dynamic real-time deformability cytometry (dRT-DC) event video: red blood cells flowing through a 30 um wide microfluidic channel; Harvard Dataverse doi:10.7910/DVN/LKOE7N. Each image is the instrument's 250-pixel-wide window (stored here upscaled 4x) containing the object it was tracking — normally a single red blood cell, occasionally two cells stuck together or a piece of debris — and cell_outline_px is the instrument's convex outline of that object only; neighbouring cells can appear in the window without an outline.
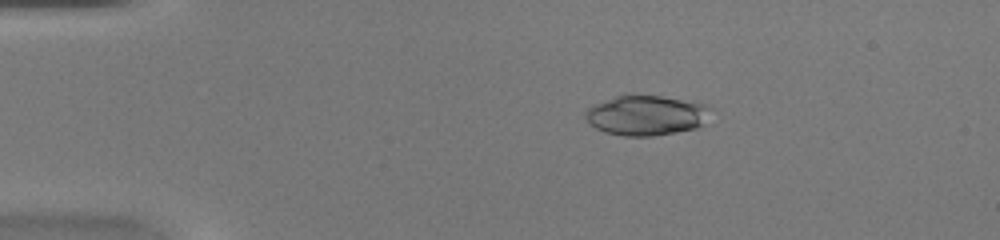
{"species": "common noctule bat (a hibernating species)", "species_latin": "Nyctalus noctula", "temperature_condition": "warm", "stored_images_in_passage": 49, "camera_frame_rate_fps": 3000, "um_per_image_px": 0.085, "animal": {"sex": "female", "body_mass_g": 20.0, "forearm_length_mm": 54.0}, "frame": {"image": 1, "passage_image": 10, "time_ms": 3.0, "image_size_px": [1000, 240], "cell_outline_px": [[712, 108], [704, 124], [696, 128], [676, 132], [652, 136], [624, 136], [604, 132], [588, 124], [584, 116], [584, 112], [588, 108], [596, 104], [616, 96], [632, 92], [660, 96], [704, 104]], "centroid_in_image_um": [54.9, 9.79], "position_along_channel_um": 30.1, "area_um2": 29.59}}
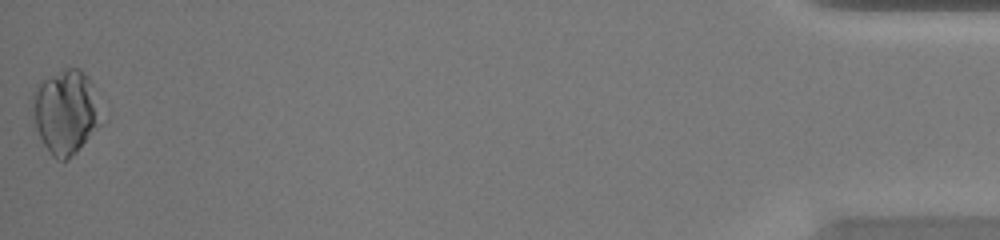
{"frame": {"image": 2, "passage_image": 49, "time_ms": 16.0, "image_size_px": [1000, 240], "cell_outline_px": [[100, 124], [76, 152], [68, 160], [56, 160], [52, 156], [44, 144], [36, 128], [32, 108], [32, 92], [44, 80], [64, 68], [80, 68], [88, 76], [92, 84]], "centroid_in_image_um": [5.54, 9.51], "position_along_channel_um": 429.7, "area_um2": 32.83}}